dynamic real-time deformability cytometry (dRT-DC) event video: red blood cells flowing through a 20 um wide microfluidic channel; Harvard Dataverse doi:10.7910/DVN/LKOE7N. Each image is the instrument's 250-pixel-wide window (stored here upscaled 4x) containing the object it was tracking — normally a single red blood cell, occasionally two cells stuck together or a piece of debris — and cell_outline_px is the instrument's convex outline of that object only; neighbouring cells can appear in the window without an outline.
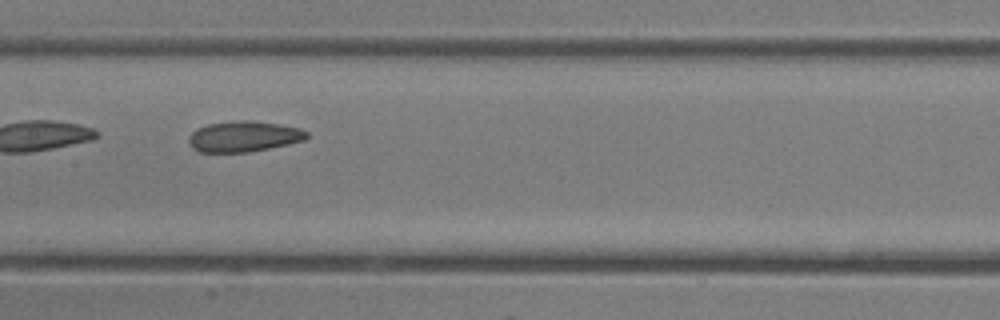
{"species": "common noctule bat (a hibernating species)", "species_latin": "Nyctalus noctula", "temperature_condition": "room temperature", "stored_images_in_passage": 23, "camera_frame_rate_fps": 3000, "um_per_image_px": 0.085, "animal": {"sex": "female"}, "frame": {"image": 1, "passage_image": 7, "time_ms": 2.0, "image_size_px": [1000, 320], "cell_outline_px": [[308, 136], [304, 140], [288, 144], [248, 152], [200, 152], [192, 148], [188, 144], [188, 136], [196, 128], [208, 124], [240, 120], [248, 120], [276, 124], [300, 128], [308, 132]], "centroid_in_image_um": [20.67, 11.6], "position_along_channel_um": 186.7, "area_um2": 21.04}}